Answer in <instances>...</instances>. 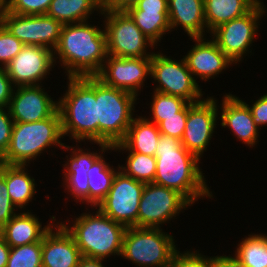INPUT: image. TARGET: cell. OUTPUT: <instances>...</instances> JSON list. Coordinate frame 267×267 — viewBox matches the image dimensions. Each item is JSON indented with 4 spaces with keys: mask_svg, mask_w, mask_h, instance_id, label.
Returning <instances> with one entry per match:
<instances>
[{
    "mask_svg": "<svg viewBox=\"0 0 267 267\" xmlns=\"http://www.w3.org/2000/svg\"><path fill=\"white\" fill-rule=\"evenodd\" d=\"M155 157L154 184L178 191L191 204L204 197H213L200 169V159L189 152L181 140L161 135Z\"/></svg>",
    "mask_w": 267,
    "mask_h": 267,
    "instance_id": "6da1fadb",
    "label": "cell"
},
{
    "mask_svg": "<svg viewBox=\"0 0 267 267\" xmlns=\"http://www.w3.org/2000/svg\"><path fill=\"white\" fill-rule=\"evenodd\" d=\"M107 55L105 30L87 21L63 25L53 50L54 63L59 58L68 77L95 76Z\"/></svg>",
    "mask_w": 267,
    "mask_h": 267,
    "instance_id": "7a4b0ae2",
    "label": "cell"
},
{
    "mask_svg": "<svg viewBox=\"0 0 267 267\" xmlns=\"http://www.w3.org/2000/svg\"><path fill=\"white\" fill-rule=\"evenodd\" d=\"M68 89L58 100L63 136L97 143L96 77H68ZM92 141V142H91Z\"/></svg>",
    "mask_w": 267,
    "mask_h": 267,
    "instance_id": "3957f363",
    "label": "cell"
},
{
    "mask_svg": "<svg viewBox=\"0 0 267 267\" xmlns=\"http://www.w3.org/2000/svg\"><path fill=\"white\" fill-rule=\"evenodd\" d=\"M72 222L73 226L61 224L75 239L82 256L103 260L111 255L121 256L124 225L113 221L99 209L95 215L94 212L82 213Z\"/></svg>",
    "mask_w": 267,
    "mask_h": 267,
    "instance_id": "277c9868",
    "label": "cell"
},
{
    "mask_svg": "<svg viewBox=\"0 0 267 267\" xmlns=\"http://www.w3.org/2000/svg\"><path fill=\"white\" fill-rule=\"evenodd\" d=\"M61 116L57 110L51 117L31 123L14 122L8 150L0 163L28 165L51 146L64 148ZM27 163V164H26Z\"/></svg>",
    "mask_w": 267,
    "mask_h": 267,
    "instance_id": "5b68a950",
    "label": "cell"
},
{
    "mask_svg": "<svg viewBox=\"0 0 267 267\" xmlns=\"http://www.w3.org/2000/svg\"><path fill=\"white\" fill-rule=\"evenodd\" d=\"M136 100V95L106 86L96 78L97 143L113 146L125 138Z\"/></svg>",
    "mask_w": 267,
    "mask_h": 267,
    "instance_id": "8992f818",
    "label": "cell"
},
{
    "mask_svg": "<svg viewBox=\"0 0 267 267\" xmlns=\"http://www.w3.org/2000/svg\"><path fill=\"white\" fill-rule=\"evenodd\" d=\"M162 230L149 227L126 228L121 256L140 267H170L178 249L174 237Z\"/></svg>",
    "mask_w": 267,
    "mask_h": 267,
    "instance_id": "52a82bcc",
    "label": "cell"
},
{
    "mask_svg": "<svg viewBox=\"0 0 267 267\" xmlns=\"http://www.w3.org/2000/svg\"><path fill=\"white\" fill-rule=\"evenodd\" d=\"M105 18L107 54L115 57L138 58L152 57L146 52L149 46L156 45L136 26L126 11H102Z\"/></svg>",
    "mask_w": 267,
    "mask_h": 267,
    "instance_id": "ba28073f",
    "label": "cell"
},
{
    "mask_svg": "<svg viewBox=\"0 0 267 267\" xmlns=\"http://www.w3.org/2000/svg\"><path fill=\"white\" fill-rule=\"evenodd\" d=\"M175 60L161 52L153 53L150 77L159 84L154 88L155 91L183 98L190 103L201 101L202 89L188 69L184 57Z\"/></svg>",
    "mask_w": 267,
    "mask_h": 267,
    "instance_id": "9c48e42d",
    "label": "cell"
},
{
    "mask_svg": "<svg viewBox=\"0 0 267 267\" xmlns=\"http://www.w3.org/2000/svg\"><path fill=\"white\" fill-rule=\"evenodd\" d=\"M265 9L260 1L250 12L218 26L210 33L211 39L234 64L242 61L243 56L250 50Z\"/></svg>",
    "mask_w": 267,
    "mask_h": 267,
    "instance_id": "30bf717a",
    "label": "cell"
},
{
    "mask_svg": "<svg viewBox=\"0 0 267 267\" xmlns=\"http://www.w3.org/2000/svg\"><path fill=\"white\" fill-rule=\"evenodd\" d=\"M145 183L126 176L119 170L114 176L110 191L97 205L107 217L128 227H137L140 198Z\"/></svg>",
    "mask_w": 267,
    "mask_h": 267,
    "instance_id": "8fae6325",
    "label": "cell"
},
{
    "mask_svg": "<svg viewBox=\"0 0 267 267\" xmlns=\"http://www.w3.org/2000/svg\"><path fill=\"white\" fill-rule=\"evenodd\" d=\"M191 205L178 191L147 183L140 198L137 227L161 228Z\"/></svg>",
    "mask_w": 267,
    "mask_h": 267,
    "instance_id": "7c38bea8",
    "label": "cell"
},
{
    "mask_svg": "<svg viewBox=\"0 0 267 267\" xmlns=\"http://www.w3.org/2000/svg\"><path fill=\"white\" fill-rule=\"evenodd\" d=\"M0 22L24 45L41 46L52 51L59 42L63 26L47 14L19 15L5 8L0 10Z\"/></svg>",
    "mask_w": 267,
    "mask_h": 267,
    "instance_id": "4fadbf2b",
    "label": "cell"
},
{
    "mask_svg": "<svg viewBox=\"0 0 267 267\" xmlns=\"http://www.w3.org/2000/svg\"><path fill=\"white\" fill-rule=\"evenodd\" d=\"M151 74V57L123 58L107 55L95 75L104 85L128 91L136 96ZM143 85V86H142Z\"/></svg>",
    "mask_w": 267,
    "mask_h": 267,
    "instance_id": "5bb4252c",
    "label": "cell"
},
{
    "mask_svg": "<svg viewBox=\"0 0 267 267\" xmlns=\"http://www.w3.org/2000/svg\"><path fill=\"white\" fill-rule=\"evenodd\" d=\"M217 105V100L213 96L188 104V117L181 142L199 159L206 151L215 132L216 122L219 119Z\"/></svg>",
    "mask_w": 267,
    "mask_h": 267,
    "instance_id": "9a60e30c",
    "label": "cell"
},
{
    "mask_svg": "<svg viewBox=\"0 0 267 267\" xmlns=\"http://www.w3.org/2000/svg\"><path fill=\"white\" fill-rule=\"evenodd\" d=\"M54 65L51 49L24 45L5 68L14 87L36 86L41 84L47 74H50Z\"/></svg>",
    "mask_w": 267,
    "mask_h": 267,
    "instance_id": "2e32d148",
    "label": "cell"
},
{
    "mask_svg": "<svg viewBox=\"0 0 267 267\" xmlns=\"http://www.w3.org/2000/svg\"><path fill=\"white\" fill-rule=\"evenodd\" d=\"M43 86H19L13 90L8 106L14 122L31 123L51 117L58 110V101L48 95Z\"/></svg>",
    "mask_w": 267,
    "mask_h": 267,
    "instance_id": "e0dca14e",
    "label": "cell"
},
{
    "mask_svg": "<svg viewBox=\"0 0 267 267\" xmlns=\"http://www.w3.org/2000/svg\"><path fill=\"white\" fill-rule=\"evenodd\" d=\"M193 39V48L184 56L188 69L195 77L207 81L215 78L223 70L234 63L220 50L216 42L206 40V37H190ZM214 76V77H213Z\"/></svg>",
    "mask_w": 267,
    "mask_h": 267,
    "instance_id": "ac0fdd59",
    "label": "cell"
},
{
    "mask_svg": "<svg viewBox=\"0 0 267 267\" xmlns=\"http://www.w3.org/2000/svg\"><path fill=\"white\" fill-rule=\"evenodd\" d=\"M59 223L42 239V267H78L80 250L73 236Z\"/></svg>",
    "mask_w": 267,
    "mask_h": 267,
    "instance_id": "d6986e66",
    "label": "cell"
},
{
    "mask_svg": "<svg viewBox=\"0 0 267 267\" xmlns=\"http://www.w3.org/2000/svg\"><path fill=\"white\" fill-rule=\"evenodd\" d=\"M220 103L221 126L229 127L242 143L253 147L258 141L259 128L255 125L248 104L239 97L226 94Z\"/></svg>",
    "mask_w": 267,
    "mask_h": 267,
    "instance_id": "ffe728a7",
    "label": "cell"
},
{
    "mask_svg": "<svg viewBox=\"0 0 267 267\" xmlns=\"http://www.w3.org/2000/svg\"><path fill=\"white\" fill-rule=\"evenodd\" d=\"M126 12L156 46L163 35L171 32L167 0H139Z\"/></svg>",
    "mask_w": 267,
    "mask_h": 267,
    "instance_id": "44dd1931",
    "label": "cell"
},
{
    "mask_svg": "<svg viewBox=\"0 0 267 267\" xmlns=\"http://www.w3.org/2000/svg\"><path fill=\"white\" fill-rule=\"evenodd\" d=\"M35 214L29 212L16 213L11 220L0 230V235L10 247H18L42 242L44 235L54 226L55 217L52 215L49 224L42 228V222Z\"/></svg>",
    "mask_w": 267,
    "mask_h": 267,
    "instance_id": "7402d4cb",
    "label": "cell"
},
{
    "mask_svg": "<svg viewBox=\"0 0 267 267\" xmlns=\"http://www.w3.org/2000/svg\"><path fill=\"white\" fill-rule=\"evenodd\" d=\"M167 5L171 31L181 26L190 37H204V0H167Z\"/></svg>",
    "mask_w": 267,
    "mask_h": 267,
    "instance_id": "603a6c76",
    "label": "cell"
},
{
    "mask_svg": "<svg viewBox=\"0 0 267 267\" xmlns=\"http://www.w3.org/2000/svg\"><path fill=\"white\" fill-rule=\"evenodd\" d=\"M134 118L128 128L125 138L114 144V151L138 152L141 154L155 156L157 144L161 133L158 126L148 120L146 116Z\"/></svg>",
    "mask_w": 267,
    "mask_h": 267,
    "instance_id": "cb8c5ba5",
    "label": "cell"
},
{
    "mask_svg": "<svg viewBox=\"0 0 267 267\" xmlns=\"http://www.w3.org/2000/svg\"><path fill=\"white\" fill-rule=\"evenodd\" d=\"M27 165L0 163V174L5 178L8 193L14 206L24 211L36 194L35 179L28 175Z\"/></svg>",
    "mask_w": 267,
    "mask_h": 267,
    "instance_id": "d4e9b609",
    "label": "cell"
},
{
    "mask_svg": "<svg viewBox=\"0 0 267 267\" xmlns=\"http://www.w3.org/2000/svg\"><path fill=\"white\" fill-rule=\"evenodd\" d=\"M261 0H204L208 33L218 26L250 12Z\"/></svg>",
    "mask_w": 267,
    "mask_h": 267,
    "instance_id": "484cf974",
    "label": "cell"
},
{
    "mask_svg": "<svg viewBox=\"0 0 267 267\" xmlns=\"http://www.w3.org/2000/svg\"><path fill=\"white\" fill-rule=\"evenodd\" d=\"M102 12L100 0H52L47 15L62 25L86 22L94 11Z\"/></svg>",
    "mask_w": 267,
    "mask_h": 267,
    "instance_id": "4316f807",
    "label": "cell"
},
{
    "mask_svg": "<svg viewBox=\"0 0 267 267\" xmlns=\"http://www.w3.org/2000/svg\"><path fill=\"white\" fill-rule=\"evenodd\" d=\"M117 169L112 168L101 155L88 170V203L92 208H96L110 191L114 176L120 170L119 164Z\"/></svg>",
    "mask_w": 267,
    "mask_h": 267,
    "instance_id": "83f0119b",
    "label": "cell"
},
{
    "mask_svg": "<svg viewBox=\"0 0 267 267\" xmlns=\"http://www.w3.org/2000/svg\"><path fill=\"white\" fill-rule=\"evenodd\" d=\"M241 240L234 257L244 267H267L266 234H250Z\"/></svg>",
    "mask_w": 267,
    "mask_h": 267,
    "instance_id": "f1b7e54d",
    "label": "cell"
},
{
    "mask_svg": "<svg viewBox=\"0 0 267 267\" xmlns=\"http://www.w3.org/2000/svg\"><path fill=\"white\" fill-rule=\"evenodd\" d=\"M126 166H120V170L128 177L147 183H153L156 172V157L128 152Z\"/></svg>",
    "mask_w": 267,
    "mask_h": 267,
    "instance_id": "f546056e",
    "label": "cell"
},
{
    "mask_svg": "<svg viewBox=\"0 0 267 267\" xmlns=\"http://www.w3.org/2000/svg\"><path fill=\"white\" fill-rule=\"evenodd\" d=\"M100 146V152H90L89 149H82L76 146L73 148L72 146L70 147L69 145L67 146L66 144L64 145L65 150H71V155L69 156L66 161V164L63 165V173H82V174H87L88 170L93 166V163L102 155V153L108 151V150H113L114 147L107 145L105 143H95ZM78 147V148H77Z\"/></svg>",
    "mask_w": 267,
    "mask_h": 267,
    "instance_id": "4dcf8cb0",
    "label": "cell"
},
{
    "mask_svg": "<svg viewBox=\"0 0 267 267\" xmlns=\"http://www.w3.org/2000/svg\"><path fill=\"white\" fill-rule=\"evenodd\" d=\"M152 99L150 108L153 117L148 120L156 125L162 121V117L177 116V113L181 112L190 103L183 98L157 91H154Z\"/></svg>",
    "mask_w": 267,
    "mask_h": 267,
    "instance_id": "1f68e13d",
    "label": "cell"
},
{
    "mask_svg": "<svg viewBox=\"0 0 267 267\" xmlns=\"http://www.w3.org/2000/svg\"><path fill=\"white\" fill-rule=\"evenodd\" d=\"M6 267H42V242L11 247Z\"/></svg>",
    "mask_w": 267,
    "mask_h": 267,
    "instance_id": "d6a6232c",
    "label": "cell"
},
{
    "mask_svg": "<svg viewBox=\"0 0 267 267\" xmlns=\"http://www.w3.org/2000/svg\"><path fill=\"white\" fill-rule=\"evenodd\" d=\"M24 44L13 36L0 22V63L5 68L22 50Z\"/></svg>",
    "mask_w": 267,
    "mask_h": 267,
    "instance_id": "836d02e7",
    "label": "cell"
},
{
    "mask_svg": "<svg viewBox=\"0 0 267 267\" xmlns=\"http://www.w3.org/2000/svg\"><path fill=\"white\" fill-rule=\"evenodd\" d=\"M52 0H9L5 9L19 15L46 14Z\"/></svg>",
    "mask_w": 267,
    "mask_h": 267,
    "instance_id": "e575fe53",
    "label": "cell"
},
{
    "mask_svg": "<svg viewBox=\"0 0 267 267\" xmlns=\"http://www.w3.org/2000/svg\"><path fill=\"white\" fill-rule=\"evenodd\" d=\"M65 190L71 192L77 202L88 203L89 184L87 174L64 173ZM79 200V201H78Z\"/></svg>",
    "mask_w": 267,
    "mask_h": 267,
    "instance_id": "d590c367",
    "label": "cell"
},
{
    "mask_svg": "<svg viewBox=\"0 0 267 267\" xmlns=\"http://www.w3.org/2000/svg\"><path fill=\"white\" fill-rule=\"evenodd\" d=\"M188 117V105L177 113V116L162 117V121L157 125L161 135L175 137L181 140Z\"/></svg>",
    "mask_w": 267,
    "mask_h": 267,
    "instance_id": "8d00e7d4",
    "label": "cell"
},
{
    "mask_svg": "<svg viewBox=\"0 0 267 267\" xmlns=\"http://www.w3.org/2000/svg\"><path fill=\"white\" fill-rule=\"evenodd\" d=\"M172 267H213V257H207L203 254H199L196 251H185L180 253L176 251L172 263Z\"/></svg>",
    "mask_w": 267,
    "mask_h": 267,
    "instance_id": "74e56055",
    "label": "cell"
},
{
    "mask_svg": "<svg viewBox=\"0 0 267 267\" xmlns=\"http://www.w3.org/2000/svg\"><path fill=\"white\" fill-rule=\"evenodd\" d=\"M17 209L11 201L5 178L0 174V230L16 214Z\"/></svg>",
    "mask_w": 267,
    "mask_h": 267,
    "instance_id": "f35d334b",
    "label": "cell"
},
{
    "mask_svg": "<svg viewBox=\"0 0 267 267\" xmlns=\"http://www.w3.org/2000/svg\"><path fill=\"white\" fill-rule=\"evenodd\" d=\"M13 126L14 121L10 115L9 109L0 107V158L9 148Z\"/></svg>",
    "mask_w": 267,
    "mask_h": 267,
    "instance_id": "ab89813d",
    "label": "cell"
},
{
    "mask_svg": "<svg viewBox=\"0 0 267 267\" xmlns=\"http://www.w3.org/2000/svg\"><path fill=\"white\" fill-rule=\"evenodd\" d=\"M248 107L258 128L267 125V94L260 96L252 106L248 105Z\"/></svg>",
    "mask_w": 267,
    "mask_h": 267,
    "instance_id": "60d3db41",
    "label": "cell"
},
{
    "mask_svg": "<svg viewBox=\"0 0 267 267\" xmlns=\"http://www.w3.org/2000/svg\"><path fill=\"white\" fill-rule=\"evenodd\" d=\"M12 85L6 68L0 67V107L8 108L15 88Z\"/></svg>",
    "mask_w": 267,
    "mask_h": 267,
    "instance_id": "b9f144b4",
    "label": "cell"
},
{
    "mask_svg": "<svg viewBox=\"0 0 267 267\" xmlns=\"http://www.w3.org/2000/svg\"><path fill=\"white\" fill-rule=\"evenodd\" d=\"M139 0H100L102 11H127Z\"/></svg>",
    "mask_w": 267,
    "mask_h": 267,
    "instance_id": "7bdbcfd3",
    "label": "cell"
},
{
    "mask_svg": "<svg viewBox=\"0 0 267 267\" xmlns=\"http://www.w3.org/2000/svg\"><path fill=\"white\" fill-rule=\"evenodd\" d=\"M213 267H244L234 256H214Z\"/></svg>",
    "mask_w": 267,
    "mask_h": 267,
    "instance_id": "ee69618b",
    "label": "cell"
},
{
    "mask_svg": "<svg viewBox=\"0 0 267 267\" xmlns=\"http://www.w3.org/2000/svg\"><path fill=\"white\" fill-rule=\"evenodd\" d=\"M11 247L0 235V267H6Z\"/></svg>",
    "mask_w": 267,
    "mask_h": 267,
    "instance_id": "f6af8a7d",
    "label": "cell"
},
{
    "mask_svg": "<svg viewBox=\"0 0 267 267\" xmlns=\"http://www.w3.org/2000/svg\"><path fill=\"white\" fill-rule=\"evenodd\" d=\"M103 259L88 258L82 256L79 260L78 267H105Z\"/></svg>",
    "mask_w": 267,
    "mask_h": 267,
    "instance_id": "bcb514c9",
    "label": "cell"
},
{
    "mask_svg": "<svg viewBox=\"0 0 267 267\" xmlns=\"http://www.w3.org/2000/svg\"><path fill=\"white\" fill-rule=\"evenodd\" d=\"M9 3V0H0V9L5 8Z\"/></svg>",
    "mask_w": 267,
    "mask_h": 267,
    "instance_id": "7dc6e473",
    "label": "cell"
}]
</instances>
